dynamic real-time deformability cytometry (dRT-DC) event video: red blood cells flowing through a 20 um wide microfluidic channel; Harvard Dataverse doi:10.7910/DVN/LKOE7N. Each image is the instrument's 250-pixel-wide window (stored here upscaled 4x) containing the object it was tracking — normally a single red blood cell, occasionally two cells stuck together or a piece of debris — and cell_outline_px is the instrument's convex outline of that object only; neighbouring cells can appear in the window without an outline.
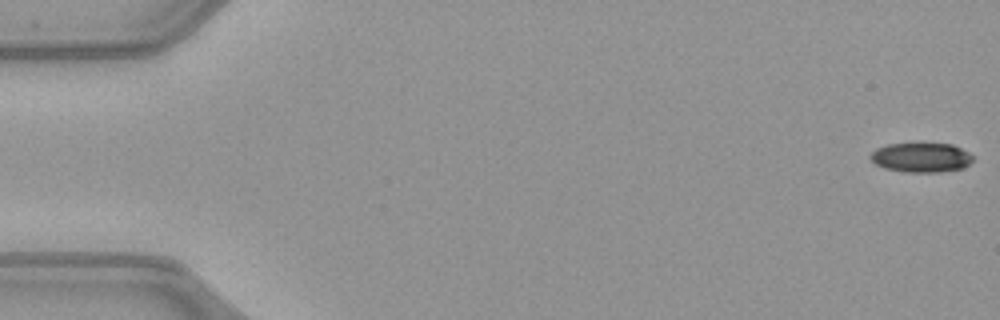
{"species": "common noctule bat (a hibernating species)", "species_latin": "Nyctalus noctula", "temperature_condition": "warm", "stored_images_in_passage": 51, "camera_frame_rate_fps": 3000, "um_per_image_px": 0.085, "animal": {"sex": "female", "body_mass_g": 21.9}, "frame": {"image": 1, "passage_image": 1, "time_ms": 0.0, "image_size_px": [1000, 320], "cell_outline_px": [[976, 156], [964, 168], [940, 172], [904, 172], [884, 168], [876, 164], [868, 156], [876, 148], [888, 144], [920, 140], [952, 144]], "centroid_in_image_um": [78.3, 13.33], "position_along_channel_um": 6.7, "area_um2": 18.55}}
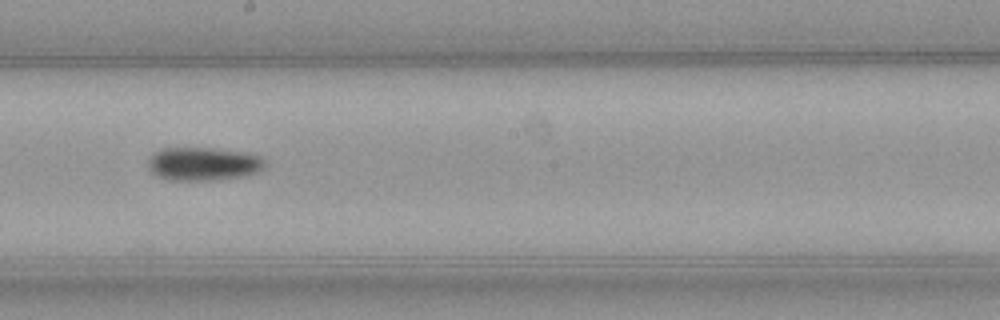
{"frame": {"image": 2, "passage_image": 29, "time_ms": 9.333, "image_size_px": [1000, 320], "cell_outline_px": [[268, 168], [260, 172], [244, 176], [216, 180], [168, 180], [156, 176], [148, 168], [148, 160], [156, 152], [164, 148], [212, 148], [244, 152], [260, 156], [268, 164]], "centroid_in_image_um": [17.35, 13.94], "position_along_channel_um": 230.9, "area_um2": 23.0}}
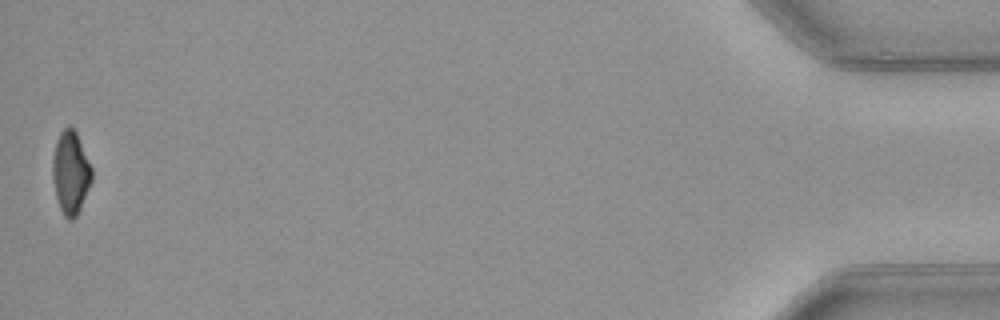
{"frame": {"image": 3, "passage_image": 51, "time_ms": 16.667, "image_size_px": [1000, 320], "cell_outline_px": [[92, 180], [80, 208], [76, 216], [72, 220], [68, 220], [64, 216], [60, 208], [56, 196], [52, 176], [52, 160], [56, 140], [60, 132], [68, 124], [76, 132], [92, 168]], "centroid_in_image_um": [5.99, 14.66], "position_along_channel_um": 429.2, "area_um2": 18.84}, "authors_computed_cell_mechanics": {"area_um2": 20.8658, "velocity_mm_per_s": 4.058, "shape_relaxation_time_tau1_ms": 6.9578, "shape_relaxation_time_tau2_ms": null, "deformation_change_tau1": 0.1514, "deformation_change_tau2": null}}